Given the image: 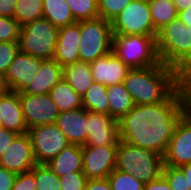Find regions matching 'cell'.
<instances>
[{"label":"cell","instance_id":"cell-1","mask_svg":"<svg viewBox=\"0 0 191 190\" xmlns=\"http://www.w3.org/2000/svg\"><path fill=\"white\" fill-rule=\"evenodd\" d=\"M190 90L180 85L163 102L134 105L119 121L120 140L163 156L178 121L188 110Z\"/></svg>","mask_w":191,"mask_h":190},{"label":"cell","instance_id":"cell-2","mask_svg":"<svg viewBox=\"0 0 191 190\" xmlns=\"http://www.w3.org/2000/svg\"><path fill=\"white\" fill-rule=\"evenodd\" d=\"M123 84L134 105L163 102L180 86L176 69L162 62L151 67L130 69Z\"/></svg>","mask_w":191,"mask_h":190},{"label":"cell","instance_id":"cell-3","mask_svg":"<svg viewBox=\"0 0 191 190\" xmlns=\"http://www.w3.org/2000/svg\"><path fill=\"white\" fill-rule=\"evenodd\" d=\"M163 165V156L152 150L122 140L118 143L115 169L136 176L144 184L157 179L162 174Z\"/></svg>","mask_w":191,"mask_h":190},{"label":"cell","instance_id":"cell-4","mask_svg":"<svg viewBox=\"0 0 191 190\" xmlns=\"http://www.w3.org/2000/svg\"><path fill=\"white\" fill-rule=\"evenodd\" d=\"M156 47L160 62L177 70L191 56V28L171 21L158 31Z\"/></svg>","mask_w":191,"mask_h":190},{"label":"cell","instance_id":"cell-5","mask_svg":"<svg viewBox=\"0 0 191 190\" xmlns=\"http://www.w3.org/2000/svg\"><path fill=\"white\" fill-rule=\"evenodd\" d=\"M112 52L130 69L151 67L160 63L156 36L113 35Z\"/></svg>","mask_w":191,"mask_h":190},{"label":"cell","instance_id":"cell-6","mask_svg":"<svg viewBox=\"0 0 191 190\" xmlns=\"http://www.w3.org/2000/svg\"><path fill=\"white\" fill-rule=\"evenodd\" d=\"M111 22L103 18L80 21L79 61L92 63L112 52Z\"/></svg>","mask_w":191,"mask_h":190},{"label":"cell","instance_id":"cell-7","mask_svg":"<svg viewBox=\"0 0 191 190\" xmlns=\"http://www.w3.org/2000/svg\"><path fill=\"white\" fill-rule=\"evenodd\" d=\"M59 28L49 20L41 18L35 20L20 30V51L33 57L53 59Z\"/></svg>","mask_w":191,"mask_h":190},{"label":"cell","instance_id":"cell-8","mask_svg":"<svg viewBox=\"0 0 191 190\" xmlns=\"http://www.w3.org/2000/svg\"><path fill=\"white\" fill-rule=\"evenodd\" d=\"M113 35L157 36L148 1L132 0L111 22Z\"/></svg>","mask_w":191,"mask_h":190},{"label":"cell","instance_id":"cell-9","mask_svg":"<svg viewBox=\"0 0 191 190\" xmlns=\"http://www.w3.org/2000/svg\"><path fill=\"white\" fill-rule=\"evenodd\" d=\"M27 134L37 164H47L70 144L56 123L29 128Z\"/></svg>","mask_w":191,"mask_h":190},{"label":"cell","instance_id":"cell-10","mask_svg":"<svg viewBox=\"0 0 191 190\" xmlns=\"http://www.w3.org/2000/svg\"><path fill=\"white\" fill-rule=\"evenodd\" d=\"M44 60L19 50L5 75L0 79L2 89L23 92L36 76Z\"/></svg>","mask_w":191,"mask_h":190},{"label":"cell","instance_id":"cell-11","mask_svg":"<svg viewBox=\"0 0 191 190\" xmlns=\"http://www.w3.org/2000/svg\"><path fill=\"white\" fill-rule=\"evenodd\" d=\"M118 145L82 146L83 173L88 180L107 178L116 168Z\"/></svg>","mask_w":191,"mask_h":190},{"label":"cell","instance_id":"cell-12","mask_svg":"<svg viewBox=\"0 0 191 190\" xmlns=\"http://www.w3.org/2000/svg\"><path fill=\"white\" fill-rule=\"evenodd\" d=\"M191 163V111L188 109L178 121L171 137L163 164L181 167Z\"/></svg>","mask_w":191,"mask_h":190},{"label":"cell","instance_id":"cell-13","mask_svg":"<svg viewBox=\"0 0 191 190\" xmlns=\"http://www.w3.org/2000/svg\"><path fill=\"white\" fill-rule=\"evenodd\" d=\"M25 123L29 128L56 123L59 110L48 94L30 95L19 93Z\"/></svg>","mask_w":191,"mask_h":190},{"label":"cell","instance_id":"cell-14","mask_svg":"<svg viewBox=\"0 0 191 190\" xmlns=\"http://www.w3.org/2000/svg\"><path fill=\"white\" fill-rule=\"evenodd\" d=\"M37 164L29 135L18 134L0 157V167L16 174L31 171Z\"/></svg>","mask_w":191,"mask_h":190},{"label":"cell","instance_id":"cell-15","mask_svg":"<svg viewBox=\"0 0 191 190\" xmlns=\"http://www.w3.org/2000/svg\"><path fill=\"white\" fill-rule=\"evenodd\" d=\"M119 121L110 115L88 111V137L85 145H118Z\"/></svg>","mask_w":191,"mask_h":190},{"label":"cell","instance_id":"cell-16","mask_svg":"<svg viewBox=\"0 0 191 190\" xmlns=\"http://www.w3.org/2000/svg\"><path fill=\"white\" fill-rule=\"evenodd\" d=\"M56 125L70 144L83 146L88 137V110L79 108L59 112Z\"/></svg>","mask_w":191,"mask_h":190},{"label":"cell","instance_id":"cell-17","mask_svg":"<svg viewBox=\"0 0 191 190\" xmlns=\"http://www.w3.org/2000/svg\"><path fill=\"white\" fill-rule=\"evenodd\" d=\"M80 21L59 28L53 59L62 67L79 62Z\"/></svg>","mask_w":191,"mask_h":190},{"label":"cell","instance_id":"cell-18","mask_svg":"<svg viewBox=\"0 0 191 190\" xmlns=\"http://www.w3.org/2000/svg\"><path fill=\"white\" fill-rule=\"evenodd\" d=\"M94 82L108 86L122 83L130 70L113 52L90 63Z\"/></svg>","mask_w":191,"mask_h":190},{"label":"cell","instance_id":"cell-19","mask_svg":"<svg viewBox=\"0 0 191 190\" xmlns=\"http://www.w3.org/2000/svg\"><path fill=\"white\" fill-rule=\"evenodd\" d=\"M0 114L3 128L17 134L27 133L28 127L25 123L18 92L0 90Z\"/></svg>","mask_w":191,"mask_h":190},{"label":"cell","instance_id":"cell-20","mask_svg":"<svg viewBox=\"0 0 191 190\" xmlns=\"http://www.w3.org/2000/svg\"><path fill=\"white\" fill-rule=\"evenodd\" d=\"M63 67L54 59H45L30 85L23 94L42 95L48 94L63 78Z\"/></svg>","mask_w":191,"mask_h":190},{"label":"cell","instance_id":"cell-21","mask_svg":"<svg viewBox=\"0 0 191 190\" xmlns=\"http://www.w3.org/2000/svg\"><path fill=\"white\" fill-rule=\"evenodd\" d=\"M59 178L71 172H83L82 146L69 144L46 164Z\"/></svg>","mask_w":191,"mask_h":190},{"label":"cell","instance_id":"cell-22","mask_svg":"<svg viewBox=\"0 0 191 190\" xmlns=\"http://www.w3.org/2000/svg\"><path fill=\"white\" fill-rule=\"evenodd\" d=\"M63 79L78 93L81 97L94 83L90 63L75 62L74 64L63 67Z\"/></svg>","mask_w":191,"mask_h":190},{"label":"cell","instance_id":"cell-23","mask_svg":"<svg viewBox=\"0 0 191 190\" xmlns=\"http://www.w3.org/2000/svg\"><path fill=\"white\" fill-rule=\"evenodd\" d=\"M106 94L109 99L110 116L117 121H120L134 107L132 97L123 82L108 86Z\"/></svg>","mask_w":191,"mask_h":190},{"label":"cell","instance_id":"cell-24","mask_svg":"<svg viewBox=\"0 0 191 190\" xmlns=\"http://www.w3.org/2000/svg\"><path fill=\"white\" fill-rule=\"evenodd\" d=\"M59 112L83 108L82 97L63 78L49 92Z\"/></svg>","mask_w":191,"mask_h":190},{"label":"cell","instance_id":"cell-25","mask_svg":"<svg viewBox=\"0 0 191 190\" xmlns=\"http://www.w3.org/2000/svg\"><path fill=\"white\" fill-rule=\"evenodd\" d=\"M43 18L58 28L77 22L66 0H43Z\"/></svg>","mask_w":191,"mask_h":190},{"label":"cell","instance_id":"cell-26","mask_svg":"<svg viewBox=\"0 0 191 190\" xmlns=\"http://www.w3.org/2000/svg\"><path fill=\"white\" fill-rule=\"evenodd\" d=\"M107 87L94 82L82 97L83 108L95 113L110 115L109 99L106 94Z\"/></svg>","mask_w":191,"mask_h":190},{"label":"cell","instance_id":"cell-27","mask_svg":"<svg viewBox=\"0 0 191 190\" xmlns=\"http://www.w3.org/2000/svg\"><path fill=\"white\" fill-rule=\"evenodd\" d=\"M148 4L153 27L157 32L178 18V11L173 0H150Z\"/></svg>","mask_w":191,"mask_h":190},{"label":"cell","instance_id":"cell-28","mask_svg":"<svg viewBox=\"0 0 191 190\" xmlns=\"http://www.w3.org/2000/svg\"><path fill=\"white\" fill-rule=\"evenodd\" d=\"M43 18V0H17L14 19L20 27Z\"/></svg>","mask_w":191,"mask_h":190},{"label":"cell","instance_id":"cell-29","mask_svg":"<svg viewBox=\"0 0 191 190\" xmlns=\"http://www.w3.org/2000/svg\"><path fill=\"white\" fill-rule=\"evenodd\" d=\"M66 2L77 22L99 17L98 0H66Z\"/></svg>","mask_w":191,"mask_h":190},{"label":"cell","instance_id":"cell-30","mask_svg":"<svg viewBox=\"0 0 191 190\" xmlns=\"http://www.w3.org/2000/svg\"><path fill=\"white\" fill-rule=\"evenodd\" d=\"M112 190H143L144 183L136 176L114 169L108 176Z\"/></svg>","mask_w":191,"mask_h":190},{"label":"cell","instance_id":"cell-31","mask_svg":"<svg viewBox=\"0 0 191 190\" xmlns=\"http://www.w3.org/2000/svg\"><path fill=\"white\" fill-rule=\"evenodd\" d=\"M36 190H61L60 178L46 165H35Z\"/></svg>","mask_w":191,"mask_h":190},{"label":"cell","instance_id":"cell-32","mask_svg":"<svg viewBox=\"0 0 191 190\" xmlns=\"http://www.w3.org/2000/svg\"><path fill=\"white\" fill-rule=\"evenodd\" d=\"M132 0H98L99 17L112 22Z\"/></svg>","mask_w":191,"mask_h":190},{"label":"cell","instance_id":"cell-33","mask_svg":"<svg viewBox=\"0 0 191 190\" xmlns=\"http://www.w3.org/2000/svg\"><path fill=\"white\" fill-rule=\"evenodd\" d=\"M20 30L14 18L0 16V42H19Z\"/></svg>","mask_w":191,"mask_h":190},{"label":"cell","instance_id":"cell-34","mask_svg":"<svg viewBox=\"0 0 191 190\" xmlns=\"http://www.w3.org/2000/svg\"><path fill=\"white\" fill-rule=\"evenodd\" d=\"M162 175L166 178L171 190H190L180 167L163 165Z\"/></svg>","mask_w":191,"mask_h":190},{"label":"cell","instance_id":"cell-35","mask_svg":"<svg viewBox=\"0 0 191 190\" xmlns=\"http://www.w3.org/2000/svg\"><path fill=\"white\" fill-rule=\"evenodd\" d=\"M19 42H0V79L19 52Z\"/></svg>","mask_w":191,"mask_h":190},{"label":"cell","instance_id":"cell-36","mask_svg":"<svg viewBox=\"0 0 191 190\" xmlns=\"http://www.w3.org/2000/svg\"><path fill=\"white\" fill-rule=\"evenodd\" d=\"M88 179L83 172H71L60 177L61 190H84Z\"/></svg>","mask_w":191,"mask_h":190},{"label":"cell","instance_id":"cell-37","mask_svg":"<svg viewBox=\"0 0 191 190\" xmlns=\"http://www.w3.org/2000/svg\"><path fill=\"white\" fill-rule=\"evenodd\" d=\"M12 190H36L35 166L31 171L17 174Z\"/></svg>","mask_w":191,"mask_h":190},{"label":"cell","instance_id":"cell-38","mask_svg":"<svg viewBox=\"0 0 191 190\" xmlns=\"http://www.w3.org/2000/svg\"><path fill=\"white\" fill-rule=\"evenodd\" d=\"M176 71L180 85L191 88V56Z\"/></svg>","mask_w":191,"mask_h":190},{"label":"cell","instance_id":"cell-39","mask_svg":"<svg viewBox=\"0 0 191 190\" xmlns=\"http://www.w3.org/2000/svg\"><path fill=\"white\" fill-rule=\"evenodd\" d=\"M16 173L0 167V190H12Z\"/></svg>","mask_w":191,"mask_h":190},{"label":"cell","instance_id":"cell-40","mask_svg":"<svg viewBox=\"0 0 191 190\" xmlns=\"http://www.w3.org/2000/svg\"><path fill=\"white\" fill-rule=\"evenodd\" d=\"M17 135L14 131L7 130L3 127L0 128V157Z\"/></svg>","mask_w":191,"mask_h":190},{"label":"cell","instance_id":"cell-41","mask_svg":"<svg viewBox=\"0 0 191 190\" xmlns=\"http://www.w3.org/2000/svg\"><path fill=\"white\" fill-rule=\"evenodd\" d=\"M84 190H112V188L107 177L103 179L88 180Z\"/></svg>","mask_w":191,"mask_h":190},{"label":"cell","instance_id":"cell-42","mask_svg":"<svg viewBox=\"0 0 191 190\" xmlns=\"http://www.w3.org/2000/svg\"><path fill=\"white\" fill-rule=\"evenodd\" d=\"M143 190H171L166 178L161 174L154 181L144 184Z\"/></svg>","mask_w":191,"mask_h":190},{"label":"cell","instance_id":"cell-43","mask_svg":"<svg viewBox=\"0 0 191 190\" xmlns=\"http://www.w3.org/2000/svg\"><path fill=\"white\" fill-rule=\"evenodd\" d=\"M17 0H0V16L14 18Z\"/></svg>","mask_w":191,"mask_h":190},{"label":"cell","instance_id":"cell-44","mask_svg":"<svg viewBox=\"0 0 191 190\" xmlns=\"http://www.w3.org/2000/svg\"><path fill=\"white\" fill-rule=\"evenodd\" d=\"M177 19L185 26L191 28V6L181 12H178Z\"/></svg>","mask_w":191,"mask_h":190},{"label":"cell","instance_id":"cell-45","mask_svg":"<svg viewBox=\"0 0 191 190\" xmlns=\"http://www.w3.org/2000/svg\"><path fill=\"white\" fill-rule=\"evenodd\" d=\"M178 12H181L191 6V0H173Z\"/></svg>","mask_w":191,"mask_h":190},{"label":"cell","instance_id":"cell-46","mask_svg":"<svg viewBox=\"0 0 191 190\" xmlns=\"http://www.w3.org/2000/svg\"><path fill=\"white\" fill-rule=\"evenodd\" d=\"M180 168L183 170V174L186 177L187 185L190 187L191 190V163L181 166Z\"/></svg>","mask_w":191,"mask_h":190},{"label":"cell","instance_id":"cell-47","mask_svg":"<svg viewBox=\"0 0 191 190\" xmlns=\"http://www.w3.org/2000/svg\"><path fill=\"white\" fill-rule=\"evenodd\" d=\"M188 109L191 111V90L189 92V97H188Z\"/></svg>","mask_w":191,"mask_h":190},{"label":"cell","instance_id":"cell-48","mask_svg":"<svg viewBox=\"0 0 191 190\" xmlns=\"http://www.w3.org/2000/svg\"><path fill=\"white\" fill-rule=\"evenodd\" d=\"M2 127V116L0 114V128Z\"/></svg>","mask_w":191,"mask_h":190}]
</instances>
